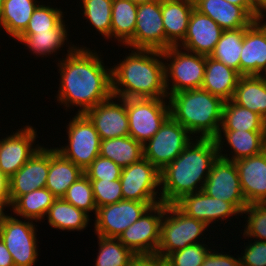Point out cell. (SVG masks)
<instances>
[{"mask_svg": "<svg viewBox=\"0 0 266 266\" xmlns=\"http://www.w3.org/2000/svg\"><path fill=\"white\" fill-rule=\"evenodd\" d=\"M99 55L78 45L68 48L66 58H57L60 84L56 98L67 110L79 107L77 113L82 114L112 96L111 68L104 66Z\"/></svg>", "mask_w": 266, "mask_h": 266, "instance_id": "1", "label": "cell"}, {"mask_svg": "<svg viewBox=\"0 0 266 266\" xmlns=\"http://www.w3.org/2000/svg\"><path fill=\"white\" fill-rule=\"evenodd\" d=\"M217 158L215 139H192L182 153L160 171L162 203L175 204L184 195L201 191Z\"/></svg>", "mask_w": 266, "mask_h": 266, "instance_id": "2", "label": "cell"}, {"mask_svg": "<svg viewBox=\"0 0 266 266\" xmlns=\"http://www.w3.org/2000/svg\"><path fill=\"white\" fill-rule=\"evenodd\" d=\"M112 95L128 98H168L162 51L133 49L111 68Z\"/></svg>", "mask_w": 266, "mask_h": 266, "instance_id": "3", "label": "cell"}, {"mask_svg": "<svg viewBox=\"0 0 266 266\" xmlns=\"http://www.w3.org/2000/svg\"><path fill=\"white\" fill-rule=\"evenodd\" d=\"M168 101L170 116L194 138L215 139L218 136L225 103L221 98L199 88L168 95Z\"/></svg>", "mask_w": 266, "mask_h": 266, "instance_id": "4", "label": "cell"}, {"mask_svg": "<svg viewBox=\"0 0 266 266\" xmlns=\"http://www.w3.org/2000/svg\"><path fill=\"white\" fill-rule=\"evenodd\" d=\"M208 227L204 222L187 216L175 204H165L157 254L166 258L172 252L202 243L200 240L206 237H201L205 230L208 231Z\"/></svg>", "mask_w": 266, "mask_h": 266, "instance_id": "5", "label": "cell"}, {"mask_svg": "<svg viewBox=\"0 0 266 266\" xmlns=\"http://www.w3.org/2000/svg\"><path fill=\"white\" fill-rule=\"evenodd\" d=\"M182 50L178 46H171L162 51L164 60L169 62L165 61V87L168 95L202 87L206 56Z\"/></svg>", "mask_w": 266, "mask_h": 266, "instance_id": "6", "label": "cell"}, {"mask_svg": "<svg viewBox=\"0 0 266 266\" xmlns=\"http://www.w3.org/2000/svg\"><path fill=\"white\" fill-rule=\"evenodd\" d=\"M4 211L0 215V238L11 253L14 266H34L39 247L35 223L29 219L22 221Z\"/></svg>", "mask_w": 266, "mask_h": 266, "instance_id": "7", "label": "cell"}, {"mask_svg": "<svg viewBox=\"0 0 266 266\" xmlns=\"http://www.w3.org/2000/svg\"><path fill=\"white\" fill-rule=\"evenodd\" d=\"M129 136L142 145L150 140L170 116L167 98H128Z\"/></svg>", "mask_w": 266, "mask_h": 266, "instance_id": "8", "label": "cell"}, {"mask_svg": "<svg viewBox=\"0 0 266 266\" xmlns=\"http://www.w3.org/2000/svg\"><path fill=\"white\" fill-rule=\"evenodd\" d=\"M68 142L55 147L65 158L85 170L99 156L101 139L93 123L84 114L76 113L66 126Z\"/></svg>", "mask_w": 266, "mask_h": 266, "instance_id": "9", "label": "cell"}, {"mask_svg": "<svg viewBox=\"0 0 266 266\" xmlns=\"http://www.w3.org/2000/svg\"><path fill=\"white\" fill-rule=\"evenodd\" d=\"M192 139L194 137L169 116L155 135L143 144V157L161 171L182 153Z\"/></svg>", "mask_w": 266, "mask_h": 266, "instance_id": "10", "label": "cell"}, {"mask_svg": "<svg viewBox=\"0 0 266 266\" xmlns=\"http://www.w3.org/2000/svg\"><path fill=\"white\" fill-rule=\"evenodd\" d=\"M120 181L124 200L162 202L160 171L146 158L122 168Z\"/></svg>", "mask_w": 266, "mask_h": 266, "instance_id": "11", "label": "cell"}, {"mask_svg": "<svg viewBox=\"0 0 266 266\" xmlns=\"http://www.w3.org/2000/svg\"><path fill=\"white\" fill-rule=\"evenodd\" d=\"M124 46L157 51L172 46L165 38L161 0L138 4L134 36Z\"/></svg>", "mask_w": 266, "mask_h": 266, "instance_id": "12", "label": "cell"}, {"mask_svg": "<svg viewBox=\"0 0 266 266\" xmlns=\"http://www.w3.org/2000/svg\"><path fill=\"white\" fill-rule=\"evenodd\" d=\"M164 212L165 203L151 206L118 239L135 255L157 253Z\"/></svg>", "mask_w": 266, "mask_h": 266, "instance_id": "13", "label": "cell"}, {"mask_svg": "<svg viewBox=\"0 0 266 266\" xmlns=\"http://www.w3.org/2000/svg\"><path fill=\"white\" fill-rule=\"evenodd\" d=\"M159 203L161 202H139L123 199L117 203L98 207L95 214L94 232L96 235L118 238L151 206Z\"/></svg>", "mask_w": 266, "mask_h": 266, "instance_id": "14", "label": "cell"}, {"mask_svg": "<svg viewBox=\"0 0 266 266\" xmlns=\"http://www.w3.org/2000/svg\"><path fill=\"white\" fill-rule=\"evenodd\" d=\"M37 136V137H36ZM37 130L29 124L0 139V173L11 178L43 145H35Z\"/></svg>", "mask_w": 266, "mask_h": 266, "instance_id": "15", "label": "cell"}, {"mask_svg": "<svg viewBox=\"0 0 266 266\" xmlns=\"http://www.w3.org/2000/svg\"><path fill=\"white\" fill-rule=\"evenodd\" d=\"M202 191L213 198L232 203L241 213L248 204L241 190L235 162L220 157L213 162Z\"/></svg>", "mask_w": 266, "mask_h": 266, "instance_id": "16", "label": "cell"}, {"mask_svg": "<svg viewBox=\"0 0 266 266\" xmlns=\"http://www.w3.org/2000/svg\"><path fill=\"white\" fill-rule=\"evenodd\" d=\"M84 114L93 123L101 140L129 136L126 99L112 95Z\"/></svg>", "mask_w": 266, "mask_h": 266, "instance_id": "17", "label": "cell"}, {"mask_svg": "<svg viewBox=\"0 0 266 266\" xmlns=\"http://www.w3.org/2000/svg\"><path fill=\"white\" fill-rule=\"evenodd\" d=\"M175 205L187 216L204 222L206 225L225 221L226 218L242 216V213L230 202L216 199L202 190L184 195ZM219 220V221H218Z\"/></svg>", "mask_w": 266, "mask_h": 266, "instance_id": "18", "label": "cell"}, {"mask_svg": "<svg viewBox=\"0 0 266 266\" xmlns=\"http://www.w3.org/2000/svg\"><path fill=\"white\" fill-rule=\"evenodd\" d=\"M49 173V148L42 146L11 178L9 209L22 195L44 188Z\"/></svg>", "mask_w": 266, "mask_h": 266, "instance_id": "19", "label": "cell"}, {"mask_svg": "<svg viewBox=\"0 0 266 266\" xmlns=\"http://www.w3.org/2000/svg\"><path fill=\"white\" fill-rule=\"evenodd\" d=\"M223 31L214 20L194 8L190 15L186 36L178 47L188 52L210 56Z\"/></svg>", "mask_w": 266, "mask_h": 266, "instance_id": "20", "label": "cell"}, {"mask_svg": "<svg viewBox=\"0 0 266 266\" xmlns=\"http://www.w3.org/2000/svg\"><path fill=\"white\" fill-rule=\"evenodd\" d=\"M215 140L218 157L234 162L266 150V131L220 130ZM223 145H228V150H231L229 154L222 152L224 151Z\"/></svg>", "mask_w": 266, "mask_h": 266, "instance_id": "21", "label": "cell"}, {"mask_svg": "<svg viewBox=\"0 0 266 266\" xmlns=\"http://www.w3.org/2000/svg\"><path fill=\"white\" fill-rule=\"evenodd\" d=\"M240 186L248 204L266 203V150L235 161Z\"/></svg>", "mask_w": 266, "mask_h": 266, "instance_id": "22", "label": "cell"}, {"mask_svg": "<svg viewBox=\"0 0 266 266\" xmlns=\"http://www.w3.org/2000/svg\"><path fill=\"white\" fill-rule=\"evenodd\" d=\"M254 20L243 38L240 54V75H258L266 66V21ZM263 22V23H262Z\"/></svg>", "mask_w": 266, "mask_h": 266, "instance_id": "23", "label": "cell"}, {"mask_svg": "<svg viewBox=\"0 0 266 266\" xmlns=\"http://www.w3.org/2000/svg\"><path fill=\"white\" fill-rule=\"evenodd\" d=\"M195 9L214 20L223 30L248 27L254 19L238 5L226 0H194Z\"/></svg>", "mask_w": 266, "mask_h": 266, "instance_id": "24", "label": "cell"}, {"mask_svg": "<svg viewBox=\"0 0 266 266\" xmlns=\"http://www.w3.org/2000/svg\"><path fill=\"white\" fill-rule=\"evenodd\" d=\"M194 8V0H161L165 38L172 46L184 40Z\"/></svg>", "mask_w": 266, "mask_h": 266, "instance_id": "25", "label": "cell"}, {"mask_svg": "<svg viewBox=\"0 0 266 266\" xmlns=\"http://www.w3.org/2000/svg\"><path fill=\"white\" fill-rule=\"evenodd\" d=\"M240 76L236 70L206 56L205 74L201 88L226 102L233 98Z\"/></svg>", "mask_w": 266, "mask_h": 266, "instance_id": "26", "label": "cell"}, {"mask_svg": "<svg viewBox=\"0 0 266 266\" xmlns=\"http://www.w3.org/2000/svg\"><path fill=\"white\" fill-rule=\"evenodd\" d=\"M84 174V170L65 158L55 148H49V173L46 188L62 198L67 189Z\"/></svg>", "mask_w": 266, "mask_h": 266, "instance_id": "27", "label": "cell"}, {"mask_svg": "<svg viewBox=\"0 0 266 266\" xmlns=\"http://www.w3.org/2000/svg\"><path fill=\"white\" fill-rule=\"evenodd\" d=\"M38 0H5L0 12V27L13 39L27 28L29 20L39 5Z\"/></svg>", "mask_w": 266, "mask_h": 266, "instance_id": "28", "label": "cell"}, {"mask_svg": "<svg viewBox=\"0 0 266 266\" xmlns=\"http://www.w3.org/2000/svg\"><path fill=\"white\" fill-rule=\"evenodd\" d=\"M232 100L266 120V82L258 75L240 76Z\"/></svg>", "mask_w": 266, "mask_h": 266, "instance_id": "29", "label": "cell"}, {"mask_svg": "<svg viewBox=\"0 0 266 266\" xmlns=\"http://www.w3.org/2000/svg\"><path fill=\"white\" fill-rule=\"evenodd\" d=\"M48 224L62 231H83L89 224L90 215L76 208L63 198H56L46 215Z\"/></svg>", "mask_w": 266, "mask_h": 266, "instance_id": "30", "label": "cell"}, {"mask_svg": "<svg viewBox=\"0 0 266 266\" xmlns=\"http://www.w3.org/2000/svg\"><path fill=\"white\" fill-rule=\"evenodd\" d=\"M67 28H53L48 31L36 32L35 34H21L16 40L25 44L27 49L34 55L48 57L63 49V46L68 42V47H77L67 41L69 38ZM62 47V49H60ZM48 54V55H47Z\"/></svg>", "mask_w": 266, "mask_h": 266, "instance_id": "31", "label": "cell"}, {"mask_svg": "<svg viewBox=\"0 0 266 266\" xmlns=\"http://www.w3.org/2000/svg\"><path fill=\"white\" fill-rule=\"evenodd\" d=\"M99 155L124 168L143 158V145L131 136L105 139L101 140Z\"/></svg>", "mask_w": 266, "mask_h": 266, "instance_id": "32", "label": "cell"}, {"mask_svg": "<svg viewBox=\"0 0 266 266\" xmlns=\"http://www.w3.org/2000/svg\"><path fill=\"white\" fill-rule=\"evenodd\" d=\"M56 197L46 188H40L20 196L10 207L15 216L40 222L45 219Z\"/></svg>", "mask_w": 266, "mask_h": 266, "instance_id": "33", "label": "cell"}, {"mask_svg": "<svg viewBox=\"0 0 266 266\" xmlns=\"http://www.w3.org/2000/svg\"><path fill=\"white\" fill-rule=\"evenodd\" d=\"M220 130L266 131V120L231 99L224 103Z\"/></svg>", "mask_w": 266, "mask_h": 266, "instance_id": "34", "label": "cell"}, {"mask_svg": "<svg viewBox=\"0 0 266 266\" xmlns=\"http://www.w3.org/2000/svg\"><path fill=\"white\" fill-rule=\"evenodd\" d=\"M138 5L128 0H113L111 11V38L125 45L133 36Z\"/></svg>", "mask_w": 266, "mask_h": 266, "instance_id": "35", "label": "cell"}, {"mask_svg": "<svg viewBox=\"0 0 266 266\" xmlns=\"http://www.w3.org/2000/svg\"><path fill=\"white\" fill-rule=\"evenodd\" d=\"M246 27L224 30L210 57L240 74V54Z\"/></svg>", "mask_w": 266, "mask_h": 266, "instance_id": "36", "label": "cell"}, {"mask_svg": "<svg viewBox=\"0 0 266 266\" xmlns=\"http://www.w3.org/2000/svg\"><path fill=\"white\" fill-rule=\"evenodd\" d=\"M98 255L95 266H131L135 254L114 237L97 235Z\"/></svg>", "mask_w": 266, "mask_h": 266, "instance_id": "37", "label": "cell"}, {"mask_svg": "<svg viewBox=\"0 0 266 266\" xmlns=\"http://www.w3.org/2000/svg\"><path fill=\"white\" fill-rule=\"evenodd\" d=\"M83 17L104 39L111 38V11L113 0H80Z\"/></svg>", "mask_w": 266, "mask_h": 266, "instance_id": "38", "label": "cell"}, {"mask_svg": "<svg viewBox=\"0 0 266 266\" xmlns=\"http://www.w3.org/2000/svg\"><path fill=\"white\" fill-rule=\"evenodd\" d=\"M64 12L61 8L39 4L31 16L28 26L22 34H35L36 32L48 31L53 28H66Z\"/></svg>", "mask_w": 266, "mask_h": 266, "instance_id": "39", "label": "cell"}, {"mask_svg": "<svg viewBox=\"0 0 266 266\" xmlns=\"http://www.w3.org/2000/svg\"><path fill=\"white\" fill-rule=\"evenodd\" d=\"M62 198L88 214L92 211L93 213L95 212L94 215L96 214L97 207L95 205L92 184L85 174L67 189Z\"/></svg>", "mask_w": 266, "mask_h": 266, "instance_id": "40", "label": "cell"}, {"mask_svg": "<svg viewBox=\"0 0 266 266\" xmlns=\"http://www.w3.org/2000/svg\"><path fill=\"white\" fill-rule=\"evenodd\" d=\"M243 214H246L244 217L247 218L243 238L266 241V203L247 204Z\"/></svg>", "mask_w": 266, "mask_h": 266, "instance_id": "41", "label": "cell"}, {"mask_svg": "<svg viewBox=\"0 0 266 266\" xmlns=\"http://www.w3.org/2000/svg\"><path fill=\"white\" fill-rule=\"evenodd\" d=\"M205 243L189 245L184 249L170 253L166 257L169 266H201L208 253L212 250Z\"/></svg>", "mask_w": 266, "mask_h": 266, "instance_id": "42", "label": "cell"}, {"mask_svg": "<svg viewBox=\"0 0 266 266\" xmlns=\"http://www.w3.org/2000/svg\"><path fill=\"white\" fill-rule=\"evenodd\" d=\"M96 207L117 203L123 200L122 186L118 180H90Z\"/></svg>", "mask_w": 266, "mask_h": 266, "instance_id": "43", "label": "cell"}, {"mask_svg": "<svg viewBox=\"0 0 266 266\" xmlns=\"http://www.w3.org/2000/svg\"><path fill=\"white\" fill-rule=\"evenodd\" d=\"M122 168L114 161L97 156L92 163L84 170L89 180H118L121 177Z\"/></svg>", "mask_w": 266, "mask_h": 266, "instance_id": "44", "label": "cell"}, {"mask_svg": "<svg viewBox=\"0 0 266 266\" xmlns=\"http://www.w3.org/2000/svg\"><path fill=\"white\" fill-rule=\"evenodd\" d=\"M245 245L240 259L242 266H266V241L254 240Z\"/></svg>", "mask_w": 266, "mask_h": 266, "instance_id": "45", "label": "cell"}, {"mask_svg": "<svg viewBox=\"0 0 266 266\" xmlns=\"http://www.w3.org/2000/svg\"><path fill=\"white\" fill-rule=\"evenodd\" d=\"M215 250H211L208 253L201 266H242L240 257L236 259L234 256L224 252L218 253L219 249L217 252Z\"/></svg>", "mask_w": 266, "mask_h": 266, "instance_id": "46", "label": "cell"}, {"mask_svg": "<svg viewBox=\"0 0 266 266\" xmlns=\"http://www.w3.org/2000/svg\"><path fill=\"white\" fill-rule=\"evenodd\" d=\"M166 258L157 253L135 255L132 259L131 266H164Z\"/></svg>", "mask_w": 266, "mask_h": 266, "instance_id": "47", "label": "cell"}, {"mask_svg": "<svg viewBox=\"0 0 266 266\" xmlns=\"http://www.w3.org/2000/svg\"><path fill=\"white\" fill-rule=\"evenodd\" d=\"M0 207L9 208V179L0 173ZM5 208V209H4Z\"/></svg>", "mask_w": 266, "mask_h": 266, "instance_id": "48", "label": "cell"}, {"mask_svg": "<svg viewBox=\"0 0 266 266\" xmlns=\"http://www.w3.org/2000/svg\"><path fill=\"white\" fill-rule=\"evenodd\" d=\"M0 266H14L12 255L6 248V245L1 238H0Z\"/></svg>", "mask_w": 266, "mask_h": 266, "instance_id": "49", "label": "cell"}, {"mask_svg": "<svg viewBox=\"0 0 266 266\" xmlns=\"http://www.w3.org/2000/svg\"><path fill=\"white\" fill-rule=\"evenodd\" d=\"M253 19H263L266 15V0H252Z\"/></svg>", "mask_w": 266, "mask_h": 266, "instance_id": "50", "label": "cell"}, {"mask_svg": "<svg viewBox=\"0 0 266 266\" xmlns=\"http://www.w3.org/2000/svg\"><path fill=\"white\" fill-rule=\"evenodd\" d=\"M233 5L241 6L253 18L252 0H226Z\"/></svg>", "mask_w": 266, "mask_h": 266, "instance_id": "51", "label": "cell"}, {"mask_svg": "<svg viewBox=\"0 0 266 266\" xmlns=\"http://www.w3.org/2000/svg\"><path fill=\"white\" fill-rule=\"evenodd\" d=\"M128 1L138 5V4L153 2V1H157V0H128Z\"/></svg>", "mask_w": 266, "mask_h": 266, "instance_id": "52", "label": "cell"}, {"mask_svg": "<svg viewBox=\"0 0 266 266\" xmlns=\"http://www.w3.org/2000/svg\"><path fill=\"white\" fill-rule=\"evenodd\" d=\"M258 76L266 82V66L261 70Z\"/></svg>", "mask_w": 266, "mask_h": 266, "instance_id": "53", "label": "cell"}, {"mask_svg": "<svg viewBox=\"0 0 266 266\" xmlns=\"http://www.w3.org/2000/svg\"><path fill=\"white\" fill-rule=\"evenodd\" d=\"M5 0H0V12L2 10V7H3V3H4Z\"/></svg>", "mask_w": 266, "mask_h": 266, "instance_id": "54", "label": "cell"}]
</instances>
